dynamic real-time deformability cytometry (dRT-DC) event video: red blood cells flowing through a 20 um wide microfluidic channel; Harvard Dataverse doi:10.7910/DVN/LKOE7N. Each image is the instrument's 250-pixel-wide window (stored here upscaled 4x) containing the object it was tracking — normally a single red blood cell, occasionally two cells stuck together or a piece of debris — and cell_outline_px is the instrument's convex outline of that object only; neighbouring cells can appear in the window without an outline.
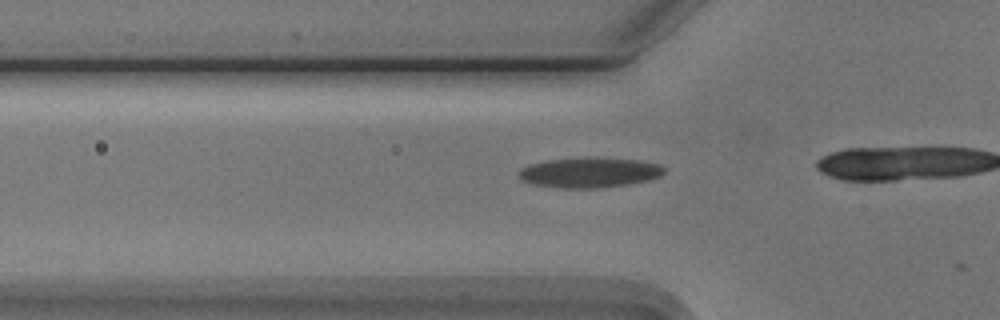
{"species": "Egyptian fruit bat (a non-hibernating species)", "species_latin": "Rousettus aegyptiacus", "temperature_condition": "cold", "stored_images_in_passage": 6, "camera_frame_rate_fps": 3000, "um_per_image_px": 0.085, "animal": {"sex": "male"}, "frame": {"image": 1, "passage_image": 4, "time_ms": 1.0, "image_size_px": [1000, 320], "cell_outline_px": [[664, 172], [660, 176], [648, 180], [628, 184], [596, 188], [560, 188], [536, 184], [524, 180], [520, 176], [520, 168], [532, 164], [548, 160], [596, 156], [640, 160], [660, 164], [664, 168]], "centroid_in_image_um": [50.17, 14.64], "position_along_channel_um": 75.6, "area_um2": 25.49}}